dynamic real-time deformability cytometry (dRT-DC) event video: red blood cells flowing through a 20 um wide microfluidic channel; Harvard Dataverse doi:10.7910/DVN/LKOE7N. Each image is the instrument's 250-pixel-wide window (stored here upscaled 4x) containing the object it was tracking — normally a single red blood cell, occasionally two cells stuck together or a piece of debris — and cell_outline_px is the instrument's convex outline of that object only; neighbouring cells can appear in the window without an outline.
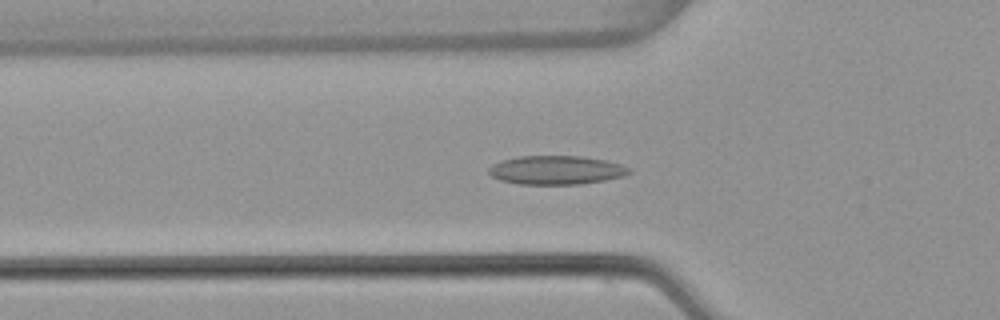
{"species": "common noctule bat (a hibernating species)", "species_latin": "Nyctalus noctula", "temperature_condition": "warm", "stored_images_in_passage": 54, "camera_frame_rate_fps": 3000, "um_per_image_px": 0.085, "animal": {"sex": "female", "body_mass_g": 22.7, "forearm_length_mm": 54.2}, "frame": {"image": 1, "passage_image": 18, "time_ms": 5.667, "image_size_px": [1000, 320], "cell_outline_px": [[632, 172], [624, 176], [604, 180], [580, 184], [520, 184], [500, 180], [492, 176], [488, 172], [488, 168], [492, 164], [500, 160], [520, 156], [580, 156], [608, 160], [632, 168]], "centroid_in_image_um": [47.29, 14.45], "position_along_channel_um": 78.5, "area_um2": 23.7}}
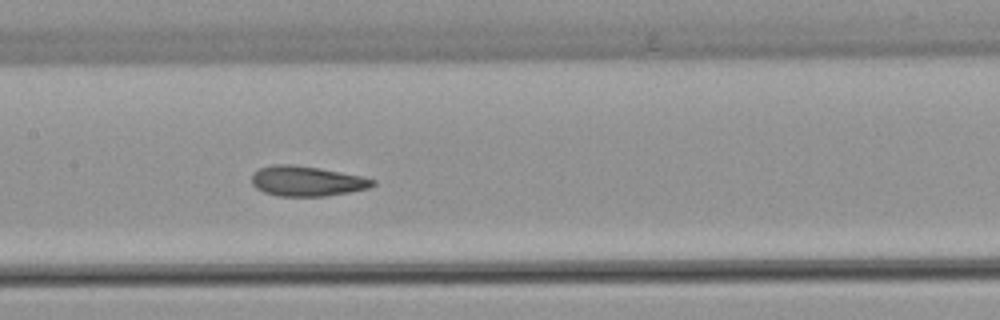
{"frame": {"image": 2, "passage_image": 26, "time_ms": 8.333, "image_size_px": [1000, 320], "cell_outline_px": [[376, 184], [368, 188], [348, 192], [324, 196], [276, 196], [264, 192], [256, 188], [252, 184], [252, 176], [260, 168], [272, 164], [292, 164], [320, 168], [364, 176], [376, 180]], "centroid_in_image_um": [26.09, 15.39], "position_along_channel_um": 181.3, "area_um2": 21.27}}
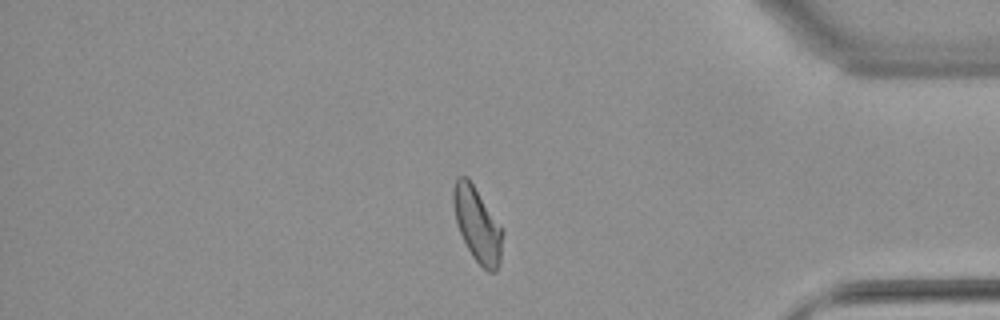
{"frame": {"image": 3, "passage_image": 45, "time_ms": 14.667, "image_size_px": [1000, 320], "cell_outline_px": [[504, 232], [500, 264], [496, 272], [488, 272], [472, 256], [460, 232], [456, 220], [452, 204], [452, 192], [456, 176], [468, 176]], "centroid_in_image_um": [40.57, 19.08], "position_along_channel_um": 394.6, "area_um2": 21.33}, "authors_computed_cell_mechanics": {"area_um2": 21.7328, "velocity_mm_per_s": 3.8239, "shape_relaxation_time_tau1_ms": 8.5442, "shape_relaxation_time_tau2_ms": 1.7029, "deformation_change_tau1": 0.18, "deformation_change_tau2": 0.0807}}